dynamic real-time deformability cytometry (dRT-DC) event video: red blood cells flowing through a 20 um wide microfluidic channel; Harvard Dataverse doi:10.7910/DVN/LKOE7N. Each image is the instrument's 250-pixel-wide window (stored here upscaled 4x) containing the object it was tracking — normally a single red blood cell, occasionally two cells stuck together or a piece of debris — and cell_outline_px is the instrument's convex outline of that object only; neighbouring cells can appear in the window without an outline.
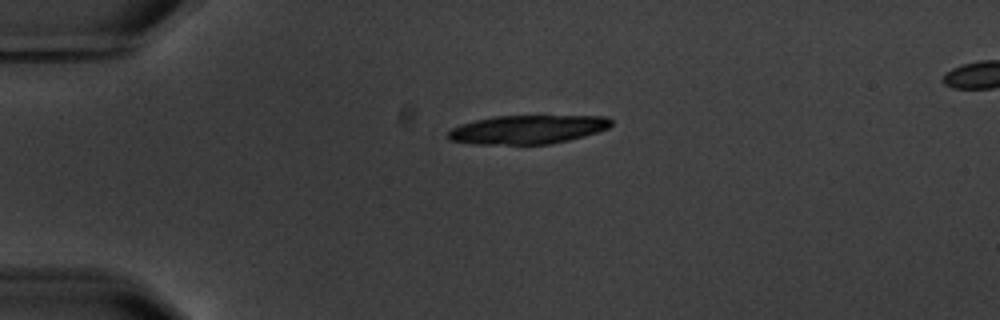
{"species": "common noctule bat (a hibernating species)", "species_latin": "Nyctalus noctula", "temperature_condition": "warm", "stored_images_in_passage": 3, "camera_frame_rate_fps": 3000, "um_per_image_px": 0.085, "animal": {"sex": "male", "body_mass_g": 20.1, "forearm_length_mm": 53.5}, "frame": {"image": 1, "passage_image": 1, "time_ms": 0.0, "image_size_px": [1000, 320], "cell_outline_px": [[612, 124], [608, 128], [584, 136], [568, 140], [548, 144], [476, 144], [448, 140], [448, 132], [452, 128], [460, 124], [476, 120], [496, 116], [604, 116], [612, 120]], "centroid_in_image_um": [44.83, 11.0], "position_along_channel_um": 40.2, "area_um2": 27.11}}